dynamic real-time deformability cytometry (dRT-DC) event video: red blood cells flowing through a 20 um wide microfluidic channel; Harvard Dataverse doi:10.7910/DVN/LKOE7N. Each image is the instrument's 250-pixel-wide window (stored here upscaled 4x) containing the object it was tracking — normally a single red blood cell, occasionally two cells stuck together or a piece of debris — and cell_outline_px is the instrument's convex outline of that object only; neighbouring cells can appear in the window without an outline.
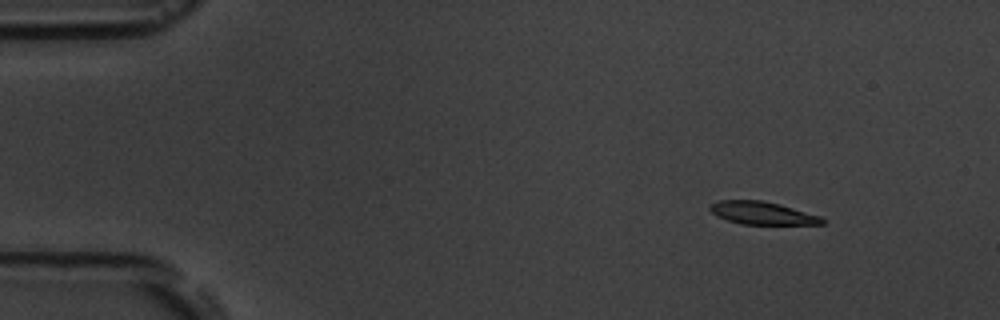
{"species": "common noctule bat (a hibernating species)", "species_latin": "Nyctalus noctula", "temperature_condition": "room temperature", "stored_images_in_passage": 3, "camera_frame_rate_fps": 3000, "um_per_image_px": 0.085, "animal": {"sex": "male", "body_mass_g": 19.5, "forearm_length_mm": 54.6}, "frame": {"image": 1, "passage_image": 1, "time_ms": 0.0, "image_size_px": [1000, 320], "cell_outline_px": [[824, 224], [740, 224], [716, 216], [708, 208], [708, 204], [720, 200], [760, 200], [780, 204], [820, 216], [824, 220]], "centroid_in_image_um": [64.74, 18.1], "position_along_channel_um": 20.3, "area_um2": 14.85}}